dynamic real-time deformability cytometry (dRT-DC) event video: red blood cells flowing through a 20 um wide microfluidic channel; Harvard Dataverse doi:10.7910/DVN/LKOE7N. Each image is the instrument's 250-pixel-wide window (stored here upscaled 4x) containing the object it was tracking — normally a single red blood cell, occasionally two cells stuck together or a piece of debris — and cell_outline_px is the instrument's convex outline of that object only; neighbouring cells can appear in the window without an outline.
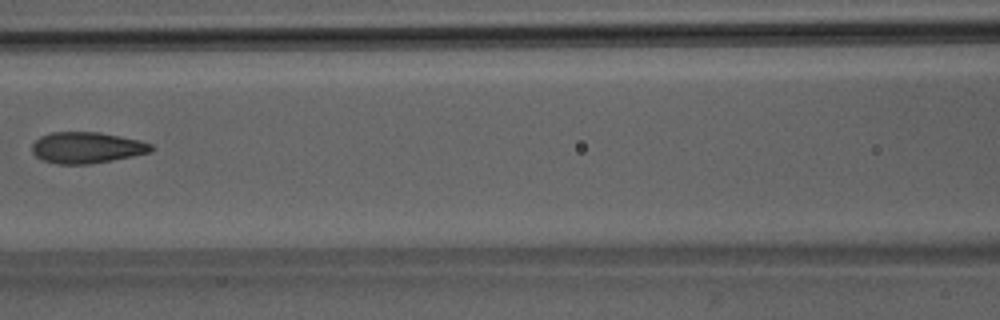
{"species": "Egyptian fruit bat (a non-hibernating species)", "species_latin": "Rousettus aegyptiacus", "temperature_condition": "room temperature", "stored_images_in_passage": 9, "camera_frame_rate_fps": 3000, "um_per_image_px": 0.085, "animal": {"sex": "male"}, "frame": {"image": 1, "passage_image": 8, "time_ms": 8.333, "image_size_px": [1000, 320], "cell_outline_px": [[156, 148], [152, 152], [112, 160], [88, 164], [60, 164], [44, 160], [36, 156], [32, 152], [32, 144], [40, 136], [52, 132], [100, 132], [140, 140], [152, 144]], "centroid_in_image_um": [7.41, 12.54], "position_along_channel_um": 159.2, "area_um2": 21.68}}